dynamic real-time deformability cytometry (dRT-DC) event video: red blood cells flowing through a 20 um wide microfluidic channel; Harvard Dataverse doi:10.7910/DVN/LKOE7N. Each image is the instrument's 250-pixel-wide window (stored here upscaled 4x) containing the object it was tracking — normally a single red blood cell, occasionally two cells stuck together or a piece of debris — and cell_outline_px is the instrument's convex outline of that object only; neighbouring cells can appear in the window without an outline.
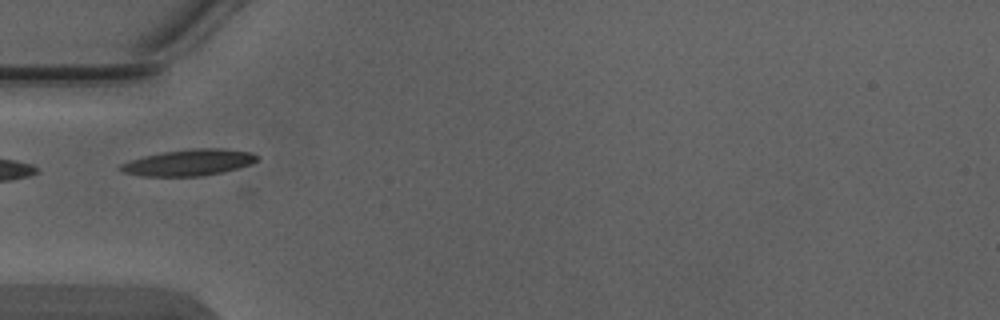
{"species": "Egyptian fruit bat (a non-hibernating species)", "species_latin": "Rousettus aegyptiacus", "temperature_condition": "warm", "stored_images_in_passage": 6, "camera_frame_rate_fps": 3000, "um_per_image_px": 0.085, "animal": {"sex": "male"}, "frame": {"image": 1, "passage_image": 6, "time_ms": 1.667, "image_size_px": [1000, 320], "cell_outline_px": [[260, 156], [252, 164], [240, 168], [224, 172], [200, 176], [140, 176], [124, 172], [116, 168], [120, 164], [144, 156], [164, 152], [188, 148], [224, 148], [252, 152]], "centroid_in_image_um": [16.09, 13.81], "position_along_channel_um": 68.9, "area_um2": 21.15}}